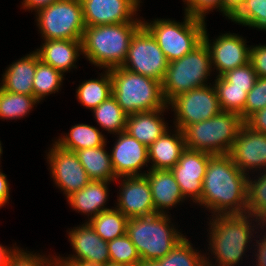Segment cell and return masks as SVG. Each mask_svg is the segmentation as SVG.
<instances>
[{
  "label": "cell",
  "instance_id": "obj_2",
  "mask_svg": "<svg viewBox=\"0 0 266 266\" xmlns=\"http://www.w3.org/2000/svg\"><path fill=\"white\" fill-rule=\"evenodd\" d=\"M208 220L207 245L210 252L205 254L211 253L214 257L205 255L206 266H237L244 256L248 257L247 250L256 238L254 233L257 234L264 226L249 213L215 215Z\"/></svg>",
  "mask_w": 266,
  "mask_h": 266
},
{
  "label": "cell",
  "instance_id": "obj_22",
  "mask_svg": "<svg viewBox=\"0 0 266 266\" xmlns=\"http://www.w3.org/2000/svg\"><path fill=\"white\" fill-rule=\"evenodd\" d=\"M167 130L148 147V169L171 170L186 149L183 131L175 128Z\"/></svg>",
  "mask_w": 266,
  "mask_h": 266
},
{
  "label": "cell",
  "instance_id": "obj_34",
  "mask_svg": "<svg viewBox=\"0 0 266 266\" xmlns=\"http://www.w3.org/2000/svg\"><path fill=\"white\" fill-rule=\"evenodd\" d=\"M213 85L222 111L237 113L244 120V106L247 94L252 88L231 87V83L223 76L215 77Z\"/></svg>",
  "mask_w": 266,
  "mask_h": 266
},
{
  "label": "cell",
  "instance_id": "obj_4",
  "mask_svg": "<svg viewBox=\"0 0 266 266\" xmlns=\"http://www.w3.org/2000/svg\"><path fill=\"white\" fill-rule=\"evenodd\" d=\"M171 219V214L158 213L128 218L126 234L141 260L157 261L165 257L186 236Z\"/></svg>",
  "mask_w": 266,
  "mask_h": 266
},
{
  "label": "cell",
  "instance_id": "obj_39",
  "mask_svg": "<svg viewBox=\"0 0 266 266\" xmlns=\"http://www.w3.org/2000/svg\"><path fill=\"white\" fill-rule=\"evenodd\" d=\"M55 255L48 256L46 253L44 255L23 250V248H18L17 251L12 255L10 262L7 266H54Z\"/></svg>",
  "mask_w": 266,
  "mask_h": 266
},
{
  "label": "cell",
  "instance_id": "obj_15",
  "mask_svg": "<svg viewBox=\"0 0 266 266\" xmlns=\"http://www.w3.org/2000/svg\"><path fill=\"white\" fill-rule=\"evenodd\" d=\"M68 238L75 254L58 256L65 261L104 266L110 262L108 241H104L88 222L69 229Z\"/></svg>",
  "mask_w": 266,
  "mask_h": 266
},
{
  "label": "cell",
  "instance_id": "obj_49",
  "mask_svg": "<svg viewBox=\"0 0 266 266\" xmlns=\"http://www.w3.org/2000/svg\"><path fill=\"white\" fill-rule=\"evenodd\" d=\"M54 266H93V265H88V264H84V263H76V262H71V261H65V260L59 258L57 255H55Z\"/></svg>",
  "mask_w": 266,
  "mask_h": 266
},
{
  "label": "cell",
  "instance_id": "obj_18",
  "mask_svg": "<svg viewBox=\"0 0 266 266\" xmlns=\"http://www.w3.org/2000/svg\"><path fill=\"white\" fill-rule=\"evenodd\" d=\"M123 178V179H122ZM115 208L127 218L156 214L147 178L143 176L120 177Z\"/></svg>",
  "mask_w": 266,
  "mask_h": 266
},
{
  "label": "cell",
  "instance_id": "obj_12",
  "mask_svg": "<svg viewBox=\"0 0 266 266\" xmlns=\"http://www.w3.org/2000/svg\"><path fill=\"white\" fill-rule=\"evenodd\" d=\"M47 153L45 157L51 178L66 198L81 190L91 181L74 151L61 148L53 141Z\"/></svg>",
  "mask_w": 266,
  "mask_h": 266
},
{
  "label": "cell",
  "instance_id": "obj_17",
  "mask_svg": "<svg viewBox=\"0 0 266 266\" xmlns=\"http://www.w3.org/2000/svg\"><path fill=\"white\" fill-rule=\"evenodd\" d=\"M212 155L198 150L185 149L178 163L171 169L183 196L196 204L202 193V183Z\"/></svg>",
  "mask_w": 266,
  "mask_h": 266
},
{
  "label": "cell",
  "instance_id": "obj_40",
  "mask_svg": "<svg viewBox=\"0 0 266 266\" xmlns=\"http://www.w3.org/2000/svg\"><path fill=\"white\" fill-rule=\"evenodd\" d=\"M266 107V78L258 77L253 88L247 94L244 106V121L254 112Z\"/></svg>",
  "mask_w": 266,
  "mask_h": 266
},
{
  "label": "cell",
  "instance_id": "obj_14",
  "mask_svg": "<svg viewBox=\"0 0 266 266\" xmlns=\"http://www.w3.org/2000/svg\"><path fill=\"white\" fill-rule=\"evenodd\" d=\"M85 26L142 22L141 0H80ZM138 17V18H137ZM140 18V19H139Z\"/></svg>",
  "mask_w": 266,
  "mask_h": 266
},
{
  "label": "cell",
  "instance_id": "obj_47",
  "mask_svg": "<svg viewBox=\"0 0 266 266\" xmlns=\"http://www.w3.org/2000/svg\"><path fill=\"white\" fill-rule=\"evenodd\" d=\"M14 245L9 248L0 244V266H7L9 264L12 255L19 248L16 244Z\"/></svg>",
  "mask_w": 266,
  "mask_h": 266
},
{
  "label": "cell",
  "instance_id": "obj_13",
  "mask_svg": "<svg viewBox=\"0 0 266 266\" xmlns=\"http://www.w3.org/2000/svg\"><path fill=\"white\" fill-rule=\"evenodd\" d=\"M205 28L203 41L208 46L211 54L213 72L216 77L222 76L227 71L244 66L249 62L250 45H247L246 38L236 33H221L217 38L209 39ZM215 69V70H214Z\"/></svg>",
  "mask_w": 266,
  "mask_h": 266
},
{
  "label": "cell",
  "instance_id": "obj_19",
  "mask_svg": "<svg viewBox=\"0 0 266 266\" xmlns=\"http://www.w3.org/2000/svg\"><path fill=\"white\" fill-rule=\"evenodd\" d=\"M229 155L234 164L247 175L266 170V134L255 132L244 124Z\"/></svg>",
  "mask_w": 266,
  "mask_h": 266
},
{
  "label": "cell",
  "instance_id": "obj_16",
  "mask_svg": "<svg viewBox=\"0 0 266 266\" xmlns=\"http://www.w3.org/2000/svg\"><path fill=\"white\" fill-rule=\"evenodd\" d=\"M115 136L117 138L110 156L116 178L145 175L148 170H141L149 167L148 147L125 131Z\"/></svg>",
  "mask_w": 266,
  "mask_h": 266
},
{
  "label": "cell",
  "instance_id": "obj_41",
  "mask_svg": "<svg viewBox=\"0 0 266 266\" xmlns=\"http://www.w3.org/2000/svg\"><path fill=\"white\" fill-rule=\"evenodd\" d=\"M222 76L231 83V87L238 88H253L258 78L250 62L244 66L227 71Z\"/></svg>",
  "mask_w": 266,
  "mask_h": 266
},
{
  "label": "cell",
  "instance_id": "obj_48",
  "mask_svg": "<svg viewBox=\"0 0 266 266\" xmlns=\"http://www.w3.org/2000/svg\"><path fill=\"white\" fill-rule=\"evenodd\" d=\"M246 0H222L225 10L233 16Z\"/></svg>",
  "mask_w": 266,
  "mask_h": 266
},
{
  "label": "cell",
  "instance_id": "obj_28",
  "mask_svg": "<svg viewBox=\"0 0 266 266\" xmlns=\"http://www.w3.org/2000/svg\"><path fill=\"white\" fill-rule=\"evenodd\" d=\"M97 79L82 81L76 89V98L79 103L92 111L103 101L112 96V79L110 70H103Z\"/></svg>",
  "mask_w": 266,
  "mask_h": 266
},
{
  "label": "cell",
  "instance_id": "obj_38",
  "mask_svg": "<svg viewBox=\"0 0 266 266\" xmlns=\"http://www.w3.org/2000/svg\"><path fill=\"white\" fill-rule=\"evenodd\" d=\"M185 4L184 13L189 14L190 16L206 21V15L213 12L214 9H217L218 12H221L223 17L231 19V15L225 10L222 5V0H183Z\"/></svg>",
  "mask_w": 266,
  "mask_h": 266
},
{
  "label": "cell",
  "instance_id": "obj_6",
  "mask_svg": "<svg viewBox=\"0 0 266 266\" xmlns=\"http://www.w3.org/2000/svg\"><path fill=\"white\" fill-rule=\"evenodd\" d=\"M244 120L237 113L221 111L210 119L188 125L185 147L211 155L229 154Z\"/></svg>",
  "mask_w": 266,
  "mask_h": 266
},
{
  "label": "cell",
  "instance_id": "obj_7",
  "mask_svg": "<svg viewBox=\"0 0 266 266\" xmlns=\"http://www.w3.org/2000/svg\"><path fill=\"white\" fill-rule=\"evenodd\" d=\"M212 72L210 50L203 41L192 52L168 63L161 81L164 100L168 104L180 94L211 84L207 81Z\"/></svg>",
  "mask_w": 266,
  "mask_h": 266
},
{
  "label": "cell",
  "instance_id": "obj_21",
  "mask_svg": "<svg viewBox=\"0 0 266 266\" xmlns=\"http://www.w3.org/2000/svg\"><path fill=\"white\" fill-rule=\"evenodd\" d=\"M40 47L34 50L39 59L61 73L77 69L76 62L82 55V40H43Z\"/></svg>",
  "mask_w": 266,
  "mask_h": 266
},
{
  "label": "cell",
  "instance_id": "obj_45",
  "mask_svg": "<svg viewBox=\"0 0 266 266\" xmlns=\"http://www.w3.org/2000/svg\"><path fill=\"white\" fill-rule=\"evenodd\" d=\"M10 187L5 173L0 171V208L9 204Z\"/></svg>",
  "mask_w": 266,
  "mask_h": 266
},
{
  "label": "cell",
  "instance_id": "obj_43",
  "mask_svg": "<svg viewBox=\"0 0 266 266\" xmlns=\"http://www.w3.org/2000/svg\"><path fill=\"white\" fill-rule=\"evenodd\" d=\"M263 228H265V229H263ZM260 232L258 231V233L260 235L256 234L257 239L254 240V241H256V242H253L254 245L253 244L251 245L252 247L255 246V247H253L254 250H252V251H254L252 254V257H254L256 259L254 261V263L256 262L255 266H266V225L262 226V228H260ZM258 238H259V240H258Z\"/></svg>",
  "mask_w": 266,
  "mask_h": 266
},
{
  "label": "cell",
  "instance_id": "obj_5",
  "mask_svg": "<svg viewBox=\"0 0 266 266\" xmlns=\"http://www.w3.org/2000/svg\"><path fill=\"white\" fill-rule=\"evenodd\" d=\"M112 95L127 115L164 109L161 82L123 67L110 69Z\"/></svg>",
  "mask_w": 266,
  "mask_h": 266
},
{
  "label": "cell",
  "instance_id": "obj_44",
  "mask_svg": "<svg viewBox=\"0 0 266 266\" xmlns=\"http://www.w3.org/2000/svg\"><path fill=\"white\" fill-rule=\"evenodd\" d=\"M244 124L255 132L266 134V107L251 114Z\"/></svg>",
  "mask_w": 266,
  "mask_h": 266
},
{
  "label": "cell",
  "instance_id": "obj_25",
  "mask_svg": "<svg viewBox=\"0 0 266 266\" xmlns=\"http://www.w3.org/2000/svg\"><path fill=\"white\" fill-rule=\"evenodd\" d=\"M3 72L0 87L12 93L33 95V79L36 72V52L16 60Z\"/></svg>",
  "mask_w": 266,
  "mask_h": 266
},
{
  "label": "cell",
  "instance_id": "obj_3",
  "mask_svg": "<svg viewBox=\"0 0 266 266\" xmlns=\"http://www.w3.org/2000/svg\"><path fill=\"white\" fill-rule=\"evenodd\" d=\"M142 22L85 26L82 56L99 69L122 67L134 34Z\"/></svg>",
  "mask_w": 266,
  "mask_h": 266
},
{
  "label": "cell",
  "instance_id": "obj_35",
  "mask_svg": "<svg viewBox=\"0 0 266 266\" xmlns=\"http://www.w3.org/2000/svg\"><path fill=\"white\" fill-rule=\"evenodd\" d=\"M193 247V244L185 236L177 245L163 258L157 260L166 266H206L205 253L201 254Z\"/></svg>",
  "mask_w": 266,
  "mask_h": 266
},
{
  "label": "cell",
  "instance_id": "obj_31",
  "mask_svg": "<svg viewBox=\"0 0 266 266\" xmlns=\"http://www.w3.org/2000/svg\"><path fill=\"white\" fill-rule=\"evenodd\" d=\"M97 125L110 134H118L125 131L127 114L118 105L112 95L92 110Z\"/></svg>",
  "mask_w": 266,
  "mask_h": 266
},
{
  "label": "cell",
  "instance_id": "obj_36",
  "mask_svg": "<svg viewBox=\"0 0 266 266\" xmlns=\"http://www.w3.org/2000/svg\"><path fill=\"white\" fill-rule=\"evenodd\" d=\"M230 20L238 25L266 31V0H246Z\"/></svg>",
  "mask_w": 266,
  "mask_h": 266
},
{
  "label": "cell",
  "instance_id": "obj_46",
  "mask_svg": "<svg viewBox=\"0 0 266 266\" xmlns=\"http://www.w3.org/2000/svg\"><path fill=\"white\" fill-rule=\"evenodd\" d=\"M59 1V0H23L21 3V8L35 13L45 7H48L50 4Z\"/></svg>",
  "mask_w": 266,
  "mask_h": 266
},
{
  "label": "cell",
  "instance_id": "obj_30",
  "mask_svg": "<svg viewBox=\"0 0 266 266\" xmlns=\"http://www.w3.org/2000/svg\"><path fill=\"white\" fill-rule=\"evenodd\" d=\"M127 221L128 218L114 207L87 222L104 241H110L126 234Z\"/></svg>",
  "mask_w": 266,
  "mask_h": 266
},
{
  "label": "cell",
  "instance_id": "obj_52",
  "mask_svg": "<svg viewBox=\"0 0 266 266\" xmlns=\"http://www.w3.org/2000/svg\"><path fill=\"white\" fill-rule=\"evenodd\" d=\"M2 153H3L2 143H1V141H0V158H1V156H2ZM0 160H1V159H0Z\"/></svg>",
  "mask_w": 266,
  "mask_h": 266
},
{
  "label": "cell",
  "instance_id": "obj_23",
  "mask_svg": "<svg viewBox=\"0 0 266 266\" xmlns=\"http://www.w3.org/2000/svg\"><path fill=\"white\" fill-rule=\"evenodd\" d=\"M114 181H96L91 180L81 190L72 193L68 196L67 203L71 208L78 213L87 216V220L92 219L102 211L110 210L114 207L107 208L106 203L109 201L108 185ZM90 216V217H89Z\"/></svg>",
  "mask_w": 266,
  "mask_h": 266
},
{
  "label": "cell",
  "instance_id": "obj_32",
  "mask_svg": "<svg viewBox=\"0 0 266 266\" xmlns=\"http://www.w3.org/2000/svg\"><path fill=\"white\" fill-rule=\"evenodd\" d=\"M39 103L33 95L12 93L0 87V119L3 121L27 117Z\"/></svg>",
  "mask_w": 266,
  "mask_h": 266
},
{
  "label": "cell",
  "instance_id": "obj_33",
  "mask_svg": "<svg viewBox=\"0 0 266 266\" xmlns=\"http://www.w3.org/2000/svg\"><path fill=\"white\" fill-rule=\"evenodd\" d=\"M255 173L257 174L256 177L254 176ZM251 175L254 178L251 179ZM247 213L257 218L264 226L266 225V170L256 171L248 175Z\"/></svg>",
  "mask_w": 266,
  "mask_h": 266
},
{
  "label": "cell",
  "instance_id": "obj_51",
  "mask_svg": "<svg viewBox=\"0 0 266 266\" xmlns=\"http://www.w3.org/2000/svg\"><path fill=\"white\" fill-rule=\"evenodd\" d=\"M104 266H130V265L108 262Z\"/></svg>",
  "mask_w": 266,
  "mask_h": 266
},
{
  "label": "cell",
  "instance_id": "obj_50",
  "mask_svg": "<svg viewBox=\"0 0 266 266\" xmlns=\"http://www.w3.org/2000/svg\"><path fill=\"white\" fill-rule=\"evenodd\" d=\"M137 266H166L165 263H159L156 260H141Z\"/></svg>",
  "mask_w": 266,
  "mask_h": 266
},
{
  "label": "cell",
  "instance_id": "obj_42",
  "mask_svg": "<svg viewBox=\"0 0 266 266\" xmlns=\"http://www.w3.org/2000/svg\"><path fill=\"white\" fill-rule=\"evenodd\" d=\"M249 62L258 77L266 78V44L251 45Z\"/></svg>",
  "mask_w": 266,
  "mask_h": 266
},
{
  "label": "cell",
  "instance_id": "obj_11",
  "mask_svg": "<svg viewBox=\"0 0 266 266\" xmlns=\"http://www.w3.org/2000/svg\"><path fill=\"white\" fill-rule=\"evenodd\" d=\"M168 61L151 33L142 26L133 36L123 68L162 81Z\"/></svg>",
  "mask_w": 266,
  "mask_h": 266
},
{
  "label": "cell",
  "instance_id": "obj_8",
  "mask_svg": "<svg viewBox=\"0 0 266 266\" xmlns=\"http://www.w3.org/2000/svg\"><path fill=\"white\" fill-rule=\"evenodd\" d=\"M183 22L166 18H156L142 25L151 33L168 62L177 60L192 52L203 42L206 22L184 14Z\"/></svg>",
  "mask_w": 266,
  "mask_h": 266
},
{
  "label": "cell",
  "instance_id": "obj_29",
  "mask_svg": "<svg viewBox=\"0 0 266 266\" xmlns=\"http://www.w3.org/2000/svg\"><path fill=\"white\" fill-rule=\"evenodd\" d=\"M49 64L41 61L36 53V72L33 79V96L41 102L45 97L61 90L64 76Z\"/></svg>",
  "mask_w": 266,
  "mask_h": 266
},
{
  "label": "cell",
  "instance_id": "obj_20",
  "mask_svg": "<svg viewBox=\"0 0 266 266\" xmlns=\"http://www.w3.org/2000/svg\"><path fill=\"white\" fill-rule=\"evenodd\" d=\"M144 176L151 188L156 213L168 215L172 207L187 200L171 170L148 169Z\"/></svg>",
  "mask_w": 266,
  "mask_h": 266
},
{
  "label": "cell",
  "instance_id": "obj_1",
  "mask_svg": "<svg viewBox=\"0 0 266 266\" xmlns=\"http://www.w3.org/2000/svg\"><path fill=\"white\" fill-rule=\"evenodd\" d=\"M247 178L229 154L212 155L196 204L211 216L247 213Z\"/></svg>",
  "mask_w": 266,
  "mask_h": 266
},
{
  "label": "cell",
  "instance_id": "obj_9",
  "mask_svg": "<svg viewBox=\"0 0 266 266\" xmlns=\"http://www.w3.org/2000/svg\"><path fill=\"white\" fill-rule=\"evenodd\" d=\"M43 40H82L85 29L80 0H59L36 12Z\"/></svg>",
  "mask_w": 266,
  "mask_h": 266
},
{
  "label": "cell",
  "instance_id": "obj_10",
  "mask_svg": "<svg viewBox=\"0 0 266 266\" xmlns=\"http://www.w3.org/2000/svg\"><path fill=\"white\" fill-rule=\"evenodd\" d=\"M167 105L174 112V127L182 131L188 125L210 119L222 111L213 83L180 94Z\"/></svg>",
  "mask_w": 266,
  "mask_h": 266
},
{
  "label": "cell",
  "instance_id": "obj_24",
  "mask_svg": "<svg viewBox=\"0 0 266 266\" xmlns=\"http://www.w3.org/2000/svg\"><path fill=\"white\" fill-rule=\"evenodd\" d=\"M168 109L167 105L164 109L127 115L125 132L149 147L170 129L163 115Z\"/></svg>",
  "mask_w": 266,
  "mask_h": 266
},
{
  "label": "cell",
  "instance_id": "obj_37",
  "mask_svg": "<svg viewBox=\"0 0 266 266\" xmlns=\"http://www.w3.org/2000/svg\"><path fill=\"white\" fill-rule=\"evenodd\" d=\"M110 262L137 266L141 261L139 254L127 234L108 241Z\"/></svg>",
  "mask_w": 266,
  "mask_h": 266
},
{
  "label": "cell",
  "instance_id": "obj_27",
  "mask_svg": "<svg viewBox=\"0 0 266 266\" xmlns=\"http://www.w3.org/2000/svg\"><path fill=\"white\" fill-rule=\"evenodd\" d=\"M62 136H59L54 142L61 148L74 152L86 148L101 147L107 142L105 134H102L100 129L84 123L72 126L70 131L62 134Z\"/></svg>",
  "mask_w": 266,
  "mask_h": 266
},
{
  "label": "cell",
  "instance_id": "obj_26",
  "mask_svg": "<svg viewBox=\"0 0 266 266\" xmlns=\"http://www.w3.org/2000/svg\"><path fill=\"white\" fill-rule=\"evenodd\" d=\"M107 142L101 147H92L78 150L77 154L81 165L87 172L90 180L117 181L111 163L110 153L106 151Z\"/></svg>",
  "mask_w": 266,
  "mask_h": 266
}]
</instances>
